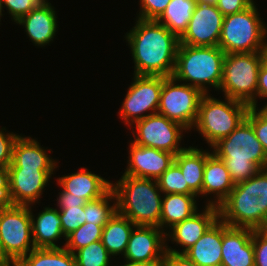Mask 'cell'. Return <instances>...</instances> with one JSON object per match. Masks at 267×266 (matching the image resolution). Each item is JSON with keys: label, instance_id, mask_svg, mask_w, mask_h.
<instances>
[{"label": "cell", "instance_id": "obj_1", "mask_svg": "<svg viewBox=\"0 0 267 266\" xmlns=\"http://www.w3.org/2000/svg\"><path fill=\"white\" fill-rule=\"evenodd\" d=\"M126 33L134 75L172 77L179 38L157 20L136 19Z\"/></svg>", "mask_w": 267, "mask_h": 266}, {"label": "cell", "instance_id": "obj_2", "mask_svg": "<svg viewBox=\"0 0 267 266\" xmlns=\"http://www.w3.org/2000/svg\"><path fill=\"white\" fill-rule=\"evenodd\" d=\"M218 208L219 218L229 226L267 230V168L235 184Z\"/></svg>", "mask_w": 267, "mask_h": 266}, {"label": "cell", "instance_id": "obj_3", "mask_svg": "<svg viewBox=\"0 0 267 266\" xmlns=\"http://www.w3.org/2000/svg\"><path fill=\"white\" fill-rule=\"evenodd\" d=\"M210 148L224 161L234 184L248 180L259 170L267 168V154L246 118Z\"/></svg>", "mask_w": 267, "mask_h": 266}, {"label": "cell", "instance_id": "obj_4", "mask_svg": "<svg viewBox=\"0 0 267 266\" xmlns=\"http://www.w3.org/2000/svg\"><path fill=\"white\" fill-rule=\"evenodd\" d=\"M112 189L116 195L118 213L135 225L159 228L163 193L156 179L123 174L116 183L112 182Z\"/></svg>", "mask_w": 267, "mask_h": 266}, {"label": "cell", "instance_id": "obj_5", "mask_svg": "<svg viewBox=\"0 0 267 266\" xmlns=\"http://www.w3.org/2000/svg\"><path fill=\"white\" fill-rule=\"evenodd\" d=\"M224 58L225 52L218 46L179 44L172 77L204 94H209L211 86L219 92Z\"/></svg>", "mask_w": 267, "mask_h": 266}, {"label": "cell", "instance_id": "obj_6", "mask_svg": "<svg viewBox=\"0 0 267 266\" xmlns=\"http://www.w3.org/2000/svg\"><path fill=\"white\" fill-rule=\"evenodd\" d=\"M224 101L204 94L199 105L197 119L192 127L201 134L208 146L227 137L246 118L249 105L224 97Z\"/></svg>", "mask_w": 267, "mask_h": 266}, {"label": "cell", "instance_id": "obj_7", "mask_svg": "<svg viewBox=\"0 0 267 266\" xmlns=\"http://www.w3.org/2000/svg\"><path fill=\"white\" fill-rule=\"evenodd\" d=\"M260 15L254 2L244 11L224 16L218 47L225 54L262 52L267 45V24Z\"/></svg>", "mask_w": 267, "mask_h": 266}, {"label": "cell", "instance_id": "obj_8", "mask_svg": "<svg viewBox=\"0 0 267 266\" xmlns=\"http://www.w3.org/2000/svg\"><path fill=\"white\" fill-rule=\"evenodd\" d=\"M263 63L262 52L225 54L219 90L228 97L256 107L258 72Z\"/></svg>", "mask_w": 267, "mask_h": 266}, {"label": "cell", "instance_id": "obj_9", "mask_svg": "<svg viewBox=\"0 0 267 266\" xmlns=\"http://www.w3.org/2000/svg\"><path fill=\"white\" fill-rule=\"evenodd\" d=\"M203 95L204 93L196 87L179 82L173 77L162 76L160 104L157 113L181 124L190 131L197 119Z\"/></svg>", "mask_w": 267, "mask_h": 266}, {"label": "cell", "instance_id": "obj_10", "mask_svg": "<svg viewBox=\"0 0 267 266\" xmlns=\"http://www.w3.org/2000/svg\"><path fill=\"white\" fill-rule=\"evenodd\" d=\"M0 237L5 255L14 265L35 248L29 206L0 209Z\"/></svg>", "mask_w": 267, "mask_h": 266}, {"label": "cell", "instance_id": "obj_11", "mask_svg": "<svg viewBox=\"0 0 267 266\" xmlns=\"http://www.w3.org/2000/svg\"><path fill=\"white\" fill-rule=\"evenodd\" d=\"M132 126L129 129H132L135 138L131 142L136 145L167 151L174 155L186 148L180 144L184 136L183 131L188 130L164 115L159 113L149 115L134 122Z\"/></svg>", "mask_w": 267, "mask_h": 266}, {"label": "cell", "instance_id": "obj_12", "mask_svg": "<svg viewBox=\"0 0 267 266\" xmlns=\"http://www.w3.org/2000/svg\"><path fill=\"white\" fill-rule=\"evenodd\" d=\"M161 89L162 76L133 74L132 83L118 112L125 125L131 126L134 122L157 113Z\"/></svg>", "mask_w": 267, "mask_h": 266}, {"label": "cell", "instance_id": "obj_13", "mask_svg": "<svg viewBox=\"0 0 267 266\" xmlns=\"http://www.w3.org/2000/svg\"><path fill=\"white\" fill-rule=\"evenodd\" d=\"M166 232L157 226L136 225L123 255L126 262L163 265L166 254Z\"/></svg>", "mask_w": 267, "mask_h": 266}, {"label": "cell", "instance_id": "obj_14", "mask_svg": "<svg viewBox=\"0 0 267 266\" xmlns=\"http://www.w3.org/2000/svg\"><path fill=\"white\" fill-rule=\"evenodd\" d=\"M6 170L12 205L31 206L39 203V198L56 168H7Z\"/></svg>", "mask_w": 267, "mask_h": 266}, {"label": "cell", "instance_id": "obj_15", "mask_svg": "<svg viewBox=\"0 0 267 266\" xmlns=\"http://www.w3.org/2000/svg\"><path fill=\"white\" fill-rule=\"evenodd\" d=\"M224 15L216 5L197 3L179 44L218 46Z\"/></svg>", "mask_w": 267, "mask_h": 266}, {"label": "cell", "instance_id": "obj_16", "mask_svg": "<svg viewBox=\"0 0 267 266\" xmlns=\"http://www.w3.org/2000/svg\"><path fill=\"white\" fill-rule=\"evenodd\" d=\"M128 149V165L123 174L132 177L157 180L172 165L175 158L173 153L136 145L133 142H130Z\"/></svg>", "mask_w": 267, "mask_h": 266}, {"label": "cell", "instance_id": "obj_17", "mask_svg": "<svg viewBox=\"0 0 267 266\" xmlns=\"http://www.w3.org/2000/svg\"><path fill=\"white\" fill-rule=\"evenodd\" d=\"M218 218L219 208L213 205H206L202 212H196L190 218L175 224L166 231V240H171L173 243L176 242L177 246H182V250L179 251V249H173L171 246L166 245V251L184 254Z\"/></svg>", "mask_w": 267, "mask_h": 266}, {"label": "cell", "instance_id": "obj_18", "mask_svg": "<svg viewBox=\"0 0 267 266\" xmlns=\"http://www.w3.org/2000/svg\"><path fill=\"white\" fill-rule=\"evenodd\" d=\"M253 229L232 227L222 221L223 266H255Z\"/></svg>", "mask_w": 267, "mask_h": 266}, {"label": "cell", "instance_id": "obj_19", "mask_svg": "<svg viewBox=\"0 0 267 266\" xmlns=\"http://www.w3.org/2000/svg\"><path fill=\"white\" fill-rule=\"evenodd\" d=\"M57 18L54 6L48 0H44L28 14L22 16L16 24L25 28L26 35L35 46L45 47L56 36Z\"/></svg>", "mask_w": 267, "mask_h": 266}, {"label": "cell", "instance_id": "obj_20", "mask_svg": "<svg viewBox=\"0 0 267 266\" xmlns=\"http://www.w3.org/2000/svg\"><path fill=\"white\" fill-rule=\"evenodd\" d=\"M235 184L222 159H219L212 151L206 150V162L204 165L202 196L213 194L205 205L219 206L230 194Z\"/></svg>", "mask_w": 267, "mask_h": 266}, {"label": "cell", "instance_id": "obj_21", "mask_svg": "<svg viewBox=\"0 0 267 266\" xmlns=\"http://www.w3.org/2000/svg\"><path fill=\"white\" fill-rule=\"evenodd\" d=\"M57 184L65 192L72 193L75 197H81L87 201L102 197L112 188L111 181L84 167L75 173L57 178Z\"/></svg>", "mask_w": 267, "mask_h": 266}, {"label": "cell", "instance_id": "obj_22", "mask_svg": "<svg viewBox=\"0 0 267 266\" xmlns=\"http://www.w3.org/2000/svg\"><path fill=\"white\" fill-rule=\"evenodd\" d=\"M30 216L32 223V237L35 248H62L56 242L65 236L62 231L61 219L58 208L44 207L36 216L33 215L32 205ZM36 217V218H35Z\"/></svg>", "mask_w": 267, "mask_h": 266}, {"label": "cell", "instance_id": "obj_23", "mask_svg": "<svg viewBox=\"0 0 267 266\" xmlns=\"http://www.w3.org/2000/svg\"><path fill=\"white\" fill-rule=\"evenodd\" d=\"M222 220L218 218L184 254L198 266H219L222 261Z\"/></svg>", "mask_w": 267, "mask_h": 266}, {"label": "cell", "instance_id": "obj_24", "mask_svg": "<svg viewBox=\"0 0 267 266\" xmlns=\"http://www.w3.org/2000/svg\"><path fill=\"white\" fill-rule=\"evenodd\" d=\"M57 162L35 138L20 134L14 143L12 163L8 168H58Z\"/></svg>", "mask_w": 267, "mask_h": 266}, {"label": "cell", "instance_id": "obj_25", "mask_svg": "<svg viewBox=\"0 0 267 266\" xmlns=\"http://www.w3.org/2000/svg\"><path fill=\"white\" fill-rule=\"evenodd\" d=\"M197 197V195L180 193L164 194L159 228L165 232L166 229L172 228L175 224L190 218L198 212V204L195 200Z\"/></svg>", "mask_w": 267, "mask_h": 266}, {"label": "cell", "instance_id": "obj_26", "mask_svg": "<svg viewBox=\"0 0 267 266\" xmlns=\"http://www.w3.org/2000/svg\"><path fill=\"white\" fill-rule=\"evenodd\" d=\"M206 151L192 146L175 155L174 163L181 169L185 184L198 196L202 195V183Z\"/></svg>", "mask_w": 267, "mask_h": 266}, {"label": "cell", "instance_id": "obj_27", "mask_svg": "<svg viewBox=\"0 0 267 266\" xmlns=\"http://www.w3.org/2000/svg\"><path fill=\"white\" fill-rule=\"evenodd\" d=\"M136 225L117 211L104 225L101 242L107 251L114 256L124 255L130 234Z\"/></svg>", "mask_w": 267, "mask_h": 266}, {"label": "cell", "instance_id": "obj_28", "mask_svg": "<svg viewBox=\"0 0 267 266\" xmlns=\"http://www.w3.org/2000/svg\"><path fill=\"white\" fill-rule=\"evenodd\" d=\"M197 3V0H171L157 21L180 38L187 30Z\"/></svg>", "mask_w": 267, "mask_h": 266}, {"label": "cell", "instance_id": "obj_29", "mask_svg": "<svg viewBox=\"0 0 267 266\" xmlns=\"http://www.w3.org/2000/svg\"><path fill=\"white\" fill-rule=\"evenodd\" d=\"M15 266H76L74 254L62 248H34Z\"/></svg>", "mask_w": 267, "mask_h": 266}, {"label": "cell", "instance_id": "obj_30", "mask_svg": "<svg viewBox=\"0 0 267 266\" xmlns=\"http://www.w3.org/2000/svg\"><path fill=\"white\" fill-rule=\"evenodd\" d=\"M110 201L113 202L112 205ZM116 211V195L112 188L102 197L88 201L84 206L86 222L100 226H104Z\"/></svg>", "mask_w": 267, "mask_h": 266}, {"label": "cell", "instance_id": "obj_31", "mask_svg": "<svg viewBox=\"0 0 267 266\" xmlns=\"http://www.w3.org/2000/svg\"><path fill=\"white\" fill-rule=\"evenodd\" d=\"M103 227L104 226L86 222L66 237L63 246L74 254L77 250L88 246L92 242L100 241Z\"/></svg>", "mask_w": 267, "mask_h": 266}, {"label": "cell", "instance_id": "obj_32", "mask_svg": "<svg viewBox=\"0 0 267 266\" xmlns=\"http://www.w3.org/2000/svg\"><path fill=\"white\" fill-rule=\"evenodd\" d=\"M112 255L100 241H95L74 253L76 266H110Z\"/></svg>", "mask_w": 267, "mask_h": 266}, {"label": "cell", "instance_id": "obj_33", "mask_svg": "<svg viewBox=\"0 0 267 266\" xmlns=\"http://www.w3.org/2000/svg\"><path fill=\"white\" fill-rule=\"evenodd\" d=\"M157 184L163 194L180 193L186 195H196L188 187V184H185V178L181 169L174 162L157 179Z\"/></svg>", "mask_w": 267, "mask_h": 266}, {"label": "cell", "instance_id": "obj_34", "mask_svg": "<svg viewBox=\"0 0 267 266\" xmlns=\"http://www.w3.org/2000/svg\"><path fill=\"white\" fill-rule=\"evenodd\" d=\"M62 231L66 237L86 223L84 206L59 207Z\"/></svg>", "mask_w": 267, "mask_h": 266}, {"label": "cell", "instance_id": "obj_35", "mask_svg": "<svg viewBox=\"0 0 267 266\" xmlns=\"http://www.w3.org/2000/svg\"><path fill=\"white\" fill-rule=\"evenodd\" d=\"M246 119L251 123L257 139L267 154V107H250Z\"/></svg>", "mask_w": 267, "mask_h": 266}, {"label": "cell", "instance_id": "obj_36", "mask_svg": "<svg viewBox=\"0 0 267 266\" xmlns=\"http://www.w3.org/2000/svg\"><path fill=\"white\" fill-rule=\"evenodd\" d=\"M44 0H2L3 7L8 10L11 20L15 23Z\"/></svg>", "mask_w": 267, "mask_h": 266}, {"label": "cell", "instance_id": "obj_37", "mask_svg": "<svg viewBox=\"0 0 267 266\" xmlns=\"http://www.w3.org/2000/svg\"><path fill=\"white\" fill-rule=\"evenodd\" d=\"M6 128L0 129V168L7 169L12 163L13 146L18 138V134L5 133Z\"/></svg>", "mask_w": 267, "mask_h": 266}, {"label": "cell", "instance_id": "obj_38", "mask_svg": "<svg viewBox=\"0 0 267 266\" xmlns=\"http://www.w3.org/2000/svg\"><path fill=\"white\" fill-rule=\"evenodd\" d=\"M170 1L171 0H140V11L136 18L157 20L165 11Z\"/></svg>", "mask_w": 267, "mask_h": 266}, {"label": "cell", "instance_id": "obj_39", "mask_svg": "<svg viewBox=\"0 0 267 266\" xmlns=\"http://www.w3.org/2000/svg\"><path fill=\"white\" fill-rule=\"evenodd\" d=\"M252 240L255 266H267V230H254Z\"/></svg>", "mask_w": 267, "mask_h": 266}, {"label": "cell", "instance_id": "obj_40", "mask_svg": "<svg viewBox=\"0 0 267 266\" xmlns=\"http://www.w3.org/2000/svg\"><path fill=\"white\" fill-rule=\"evenodd\" d=\"M254 2V0H217L216 6L226 16L244 11Z\"/></svg>", "mask_w": 267, "mask_h": 266}, {"label": "cell", "instance_id": "obj_41", "mask_svg": "<svg viewBox=\"0 0 267 266\" xmlns=\"http://www.w3.org/2000/svg\"><path fill=\"white\" fill-rule=\"evenodd\" d=\"M57 208L58 207H73V206H85L88 202L81 197H75L72 193L65 192L62 188L57 196Z\"/></svg>", "mask_w": 267, "mask_h": 266}, {"label": "cell", "instance_id": "obj_42", "mask_svg": "<svg viewBox=\"0 0 267 266\" xmlns=\"http://www.w3.org/2000/svg\"><path fill=\"white\" fill-rule=\"evenodd\" d=\"M163 266H198L190 260L185 254L173 253L166 251L163 260Z\"/></svg>", "mask_w": 267, "mask_h": 266}, {"label": "cell", "instance_id": "obj_43", "mask_svg": "<svg viewBox=\"0 0 267 266\" xmlns=\"http://www.w3.org/2000/svg\"><path fill=\"white\" fill-rule=\"evenodd\" d=\"M12 205L9 190L7 170L0 168V209Z\"/></svg>", "mask_w": 267, "mask_h": 266}, {"label": "cell", "instance_id": "obj_44", "mask_svg": "<svg viewBox=\"0 0 267 266\" xmlns=\"http://www.w3.org/2000/svg\"><path fill=\"white\" fill-rule=\"evenodd\" d=\"M257 98L267 99V66L264 63H262L258 72L256 107L258 106ZM263 107H267V103Z\"/></svg>", "mask_w": 267, "mask_h": 266}, {"label": "cell", "instance_id": "obj_45", "mask_svg": "<svg viewBox=\"0 0 267 266\" xmlns=\"http://www.w3.org/2000/svg\"><path fill=\"white\" fill-rule=\"evenodd\" d=\"M0 264L2 266H15L5 255L4 248L0 237Z\"/></svg>", "mask_w": 267, "mask_h": 266}, {"label": "cell", "instance_id": "obj_46", "mask_svg": "<svg viewBox=\"0 0 267 266\" xmlns=\"http://www.w3.org/2000/svg\"><path fill=\"white\" fill-rule=\"evenodd\" d=\"M118 266H163V265H149V264H138V263H129L126 262L122 265H118Z\"/></svg>", "mask_w": 267, "mask_h": 266}, {"label": "cell", "instance_id": "obj_47", "mask_svg": "<svg viewBox=\"0 0 267 266\" xmlns=\"http://www.w3.org/2000/svg\"><path fill=\"white\" fill-rule=\"evenodd\" d=\"M199 3L202 4H210V5H216L217 0H197Z\"/></svg>", "mask_w": 267, "mask_h": 266}, {"label": "cell", "instance_id": "obj_48", "mask_svg": "<svg viewBox=\"0 0 267 266\" xmlns=\"http://www.w3.org/2000/svg\"><path fill=\"white\" fill-rule=\"evenodd\" d=\"M262 55H263V63L267 66V45L265 49L262 51Z\"/></svg>", "mask_w": 267, "mask_h": 266}, {"label": "cell", "instance_id": "obj_49", "mask_svg": "<svg viewBox=\"0 0 267 266\" xmlns=\"http://www.w3.org/2000/svg\"><path fill=\"white\" fill-rule=\"evenodd\" d=\"M3 4H2V0H0V21H1V17L3 16Z\"/></svg>", "mask_w": 267, "mask_h": 266}]
</instances>
